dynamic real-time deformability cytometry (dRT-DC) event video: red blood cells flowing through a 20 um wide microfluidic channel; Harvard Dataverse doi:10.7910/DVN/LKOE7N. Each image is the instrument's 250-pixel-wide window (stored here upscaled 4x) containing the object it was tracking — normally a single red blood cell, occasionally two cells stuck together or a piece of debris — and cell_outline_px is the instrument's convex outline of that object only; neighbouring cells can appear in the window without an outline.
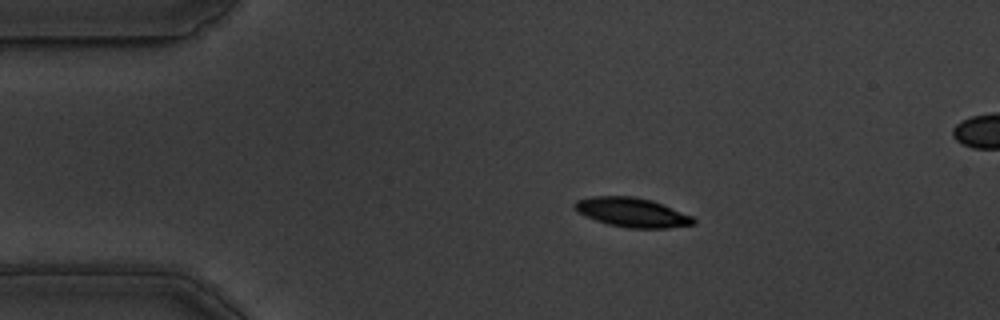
{"species": "common noctule bat (a hibernating species)", "species_latin": "Nyctalus noctula", "temperature_condition": "warm", "stored_images_in_passage": 49, "segment_of_instrument_passage": [1, 2], "camera_frame_rate_fps": 3000, "um_per_image_px": 0.085, "animal": {"sex": "male", "body_mass_g": 19.5, "forearm_length_mm": 54.6}, "frame": {"image": 1, "passage_image": 2, "time_ms": 0.333, "image_size_px": [1000, 320], "cell_outline_px": [[696, 224], [668, 228], [628, 228], [608, 224], [584, 216], [572, 208], [572, 204], [576, 200], [592, 196], [632, 196], [652, 200], [692, 216], [696, 220]], "centroid_in_image_um": [53.69, 18.05], "position_along_channel_um": 31.3, "area_um2": 20.4}}
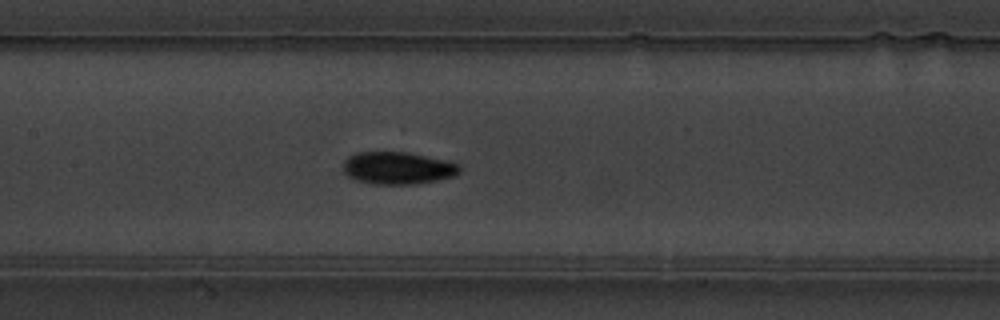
{"frame": {"image": 2, "passage_image": 18, "time_ms": 5.667, "image_size_px": [1000, 320], "cell_outline_px": [[460, 172], [456, 176], [416, 184], [372, 184], [356, 180], [348, 176], [344, 172], [344, 160], [348, 156], [356, 152], [404, 152], [444, 160], [460, 164]], "centroid_in_image_um": [33.8, 14.29], "position_along_channel_um": 173.6, "area_um2": 21.91}}
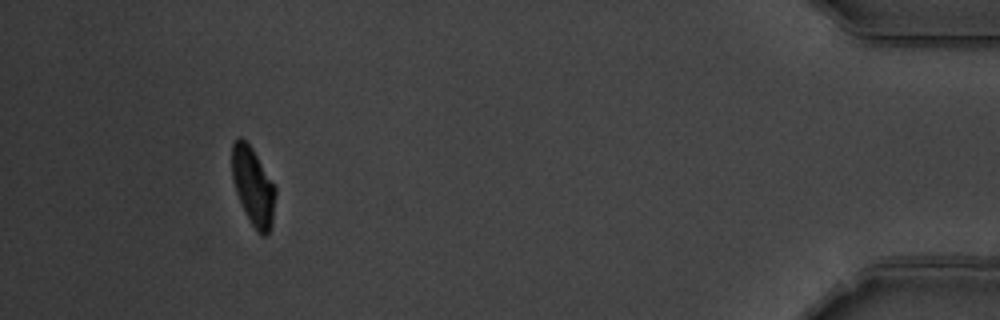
{"frame": {"image": 3, "passage_image": 44, "time_ms": 14.333, "image_size_px": [1000, 320], "cell_outline_px": [[276, 192], [272, 228], [264, 236], [260, 236], [256, 232], [236, 192], [232, 180], [232, 144], [240, 136], [252, 148], [276, 188]], "centroid_in_image_um": [21.53, 15.87], "position_along_channel_um": 413.7, "area_um2": 19.54}}